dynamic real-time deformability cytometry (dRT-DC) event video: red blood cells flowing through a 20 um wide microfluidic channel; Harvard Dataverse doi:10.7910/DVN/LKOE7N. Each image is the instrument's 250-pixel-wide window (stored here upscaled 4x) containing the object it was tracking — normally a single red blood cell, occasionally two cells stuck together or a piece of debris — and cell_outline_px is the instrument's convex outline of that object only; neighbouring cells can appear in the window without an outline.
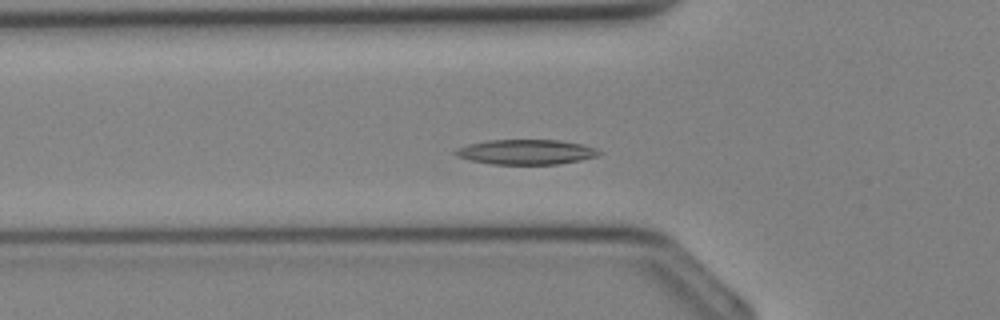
{"species": "Egyptian fruit bat (a non-hibernating species)", "species_latin": "Rousettus aegyptiacus", "temperature_condition": "cold", "stored_images_in_passage": 26, "camera_frame_rate_fps": 3000, "um_per_image_px": 0.085, "animal": {"sex": "female"}, "frame": {"image": 1, "passage_image": 2, "time_ms": 0.333, "image_size_px": [1000, 320], "cell_outline_px": [[604, 152], [596, 156], [580, 160], [560, 164], [492, 164], [472, 160], [456, 156], [452, 152], [456, 148], [468, 144], [488, 140], [560, 140], [584, 144], [596, 148]], "centroid_in_image_um": [44.73, 12.91], "position_along_channel_um": 81.1, "area_um2": 20.98}}
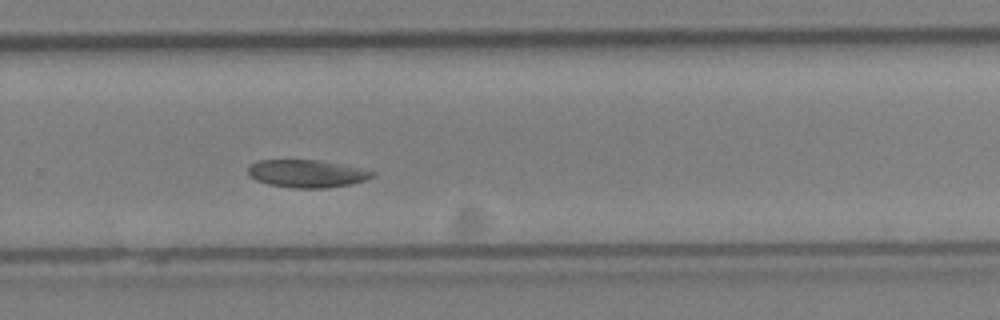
{"frame": {"image": 2, "passage_image": 14, "time_ms": 4.333, "image_size_px": [1000, 320], "cell_outline_px": [[376, 176], [352, 184], [328, 188], [296, 188], [268, 184], [256, 180], [248, 176], [248, 168], [252, 164], [260, 160], [320, 160], [360, 168], [376, 172]], "centroid_in_image_um": [26.1, 14.76], "position_along_channel_um": 303.7, "area_um2": 20.06}}
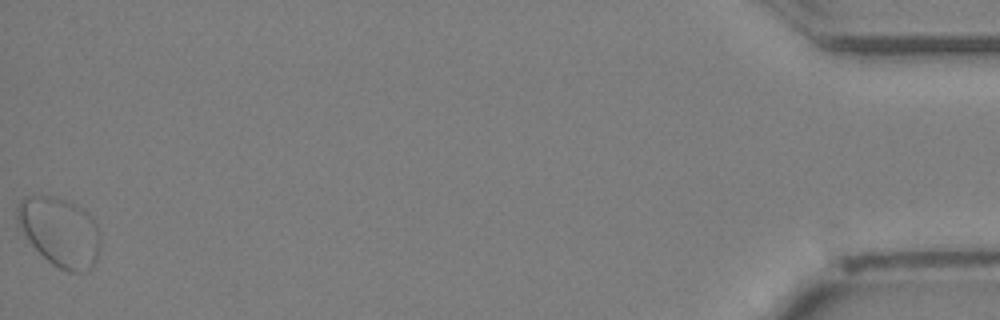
{"frame": {"image": 3, "passage_image": 26, "time_ms": 8.333, "image_size_px": [1000, 320], "cell_outline_px": [[100, 248], [96, 260], [92, 268], [88, 272], [68, 272], [52, 264], [32, 244], [16, 220], [16, 208], [20, 200], [24, 196], [52, 196], [76, 204], [84, 208], [88, 212], [96, 224], [100, 236]], "centroid_in_image_um": [5.12, 19.7], "position_along_channel_um": 430.1, "area_um2": 33.41}}